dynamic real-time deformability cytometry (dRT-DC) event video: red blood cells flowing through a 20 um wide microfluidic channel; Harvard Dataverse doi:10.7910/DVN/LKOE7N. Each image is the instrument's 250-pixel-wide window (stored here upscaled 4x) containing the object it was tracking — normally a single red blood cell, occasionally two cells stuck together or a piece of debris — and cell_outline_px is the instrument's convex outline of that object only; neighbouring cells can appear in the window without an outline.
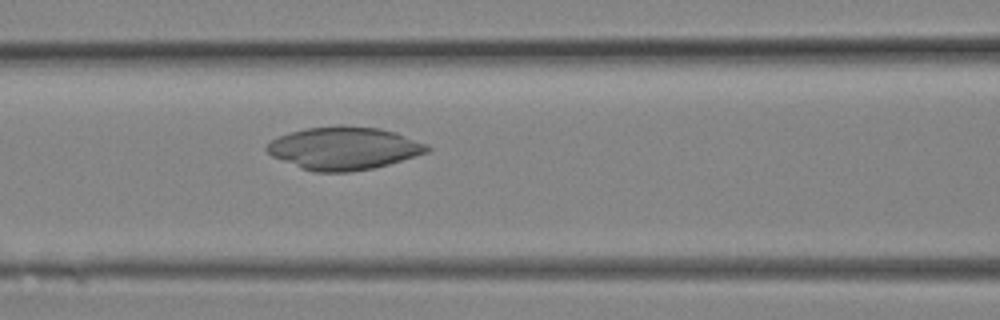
{"species": "Egyptian fruit bat (a non-hibernating species)", "species_latin": "Rousettus aegyptiacus", "temperature_condition": "room temperature", "stored_images_in_passage": 5, "camera_frame_rate_fps": 3000, "um_per_image_px": 0.085, "animal": {"sex": "female"}, "frame": {"image": 1, "passage_image": 5, "time_ms": 1.333, "image_size_px": [1000, 320], "cell_outline_px": [[432, 148], [428, 152], [416, 156], [388, 164], [372, 168], [352, 172], [312, 172], [300, 168], [272, 156], [264, 148], [272, 140], [280, 136], [292, 132], [308, 128], [340, 124], [344, 124], [380, 128], [396, 132], [428, 144]], "centroid_in_image_um": [29.26, 12.59], "position_along_channel_um": 137.3, "area_um2": 40.23}}